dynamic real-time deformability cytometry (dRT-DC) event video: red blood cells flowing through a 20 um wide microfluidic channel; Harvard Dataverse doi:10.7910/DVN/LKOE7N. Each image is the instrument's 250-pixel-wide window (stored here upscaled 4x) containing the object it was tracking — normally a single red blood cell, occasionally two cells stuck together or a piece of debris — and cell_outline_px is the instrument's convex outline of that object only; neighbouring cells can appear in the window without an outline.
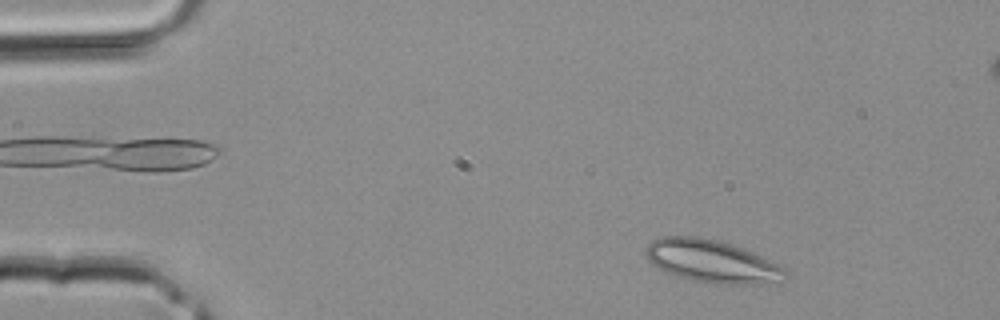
{"species": "common noctule bat (a hibernating species)", "species_latin": "Nyctalus noctula", "temperature_condition": "room temperature", "stored_images_in_passage": 37, "camera_frame_rate_fps": 3000, "um_per_image_px": 0.085, "animal": {"sex": "male", "body_mass_g": 20.4}, "frame": {"image": 1, "passage_image": 2, "time_ms": 0.333, "image_size_px": [1000, 320], "cell_outline_px": [[788, 276], [784, 280], [776, 284], [716, 284], [692, 280], [676, 276], [664, 272], [652, 264], [648, 260], [644, 252], [644, 248], [652, 240], [664, 236], [696, 236], [716, 240], [752, 252], [784, 268]], "centroid_in_image_um": [60.48, 22.23], "position_along_channel_um": 24.5, "area_um2": 34.8}}
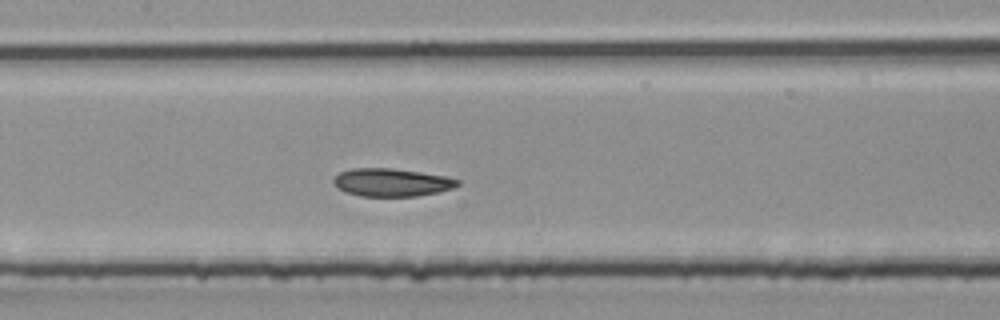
{"frame": {"image": 2, "passage_image": 16, "time_ms": 5.0, "image_size_px": [1000, 320], "cell_outline_px": [[460, 184], [452, 188], [440, 192], [416, 196], [360, 196], [344, 192], [336, 188], [332, 184], [332, 180], [340, 172], [352, 168], [392, 168], [420, 172], [444, 176], [460, 180]], "centroid_in_image_um": [33.25, 15.51], "position_along_channel_um": 174.2, "area_um2": 20.35}}
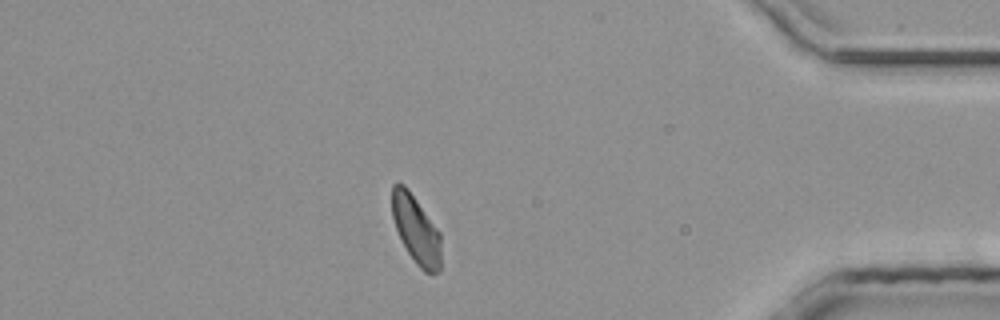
{"frame": {"image": 3, "passage_image": 32, "time_ms": 10.333, "image_size_px": [1000, 320], "cell_outline_px": [[440, 272], [424, 272], [416, 264], [408, 252], [396, 228], [392, 216], [392, 184], [404, 184], [408, 188], [440, 232]], "centroid_in_image_um": [35.37, 19.5], "position_along_channel_um": 399.8, "area_um2": 19.19}}